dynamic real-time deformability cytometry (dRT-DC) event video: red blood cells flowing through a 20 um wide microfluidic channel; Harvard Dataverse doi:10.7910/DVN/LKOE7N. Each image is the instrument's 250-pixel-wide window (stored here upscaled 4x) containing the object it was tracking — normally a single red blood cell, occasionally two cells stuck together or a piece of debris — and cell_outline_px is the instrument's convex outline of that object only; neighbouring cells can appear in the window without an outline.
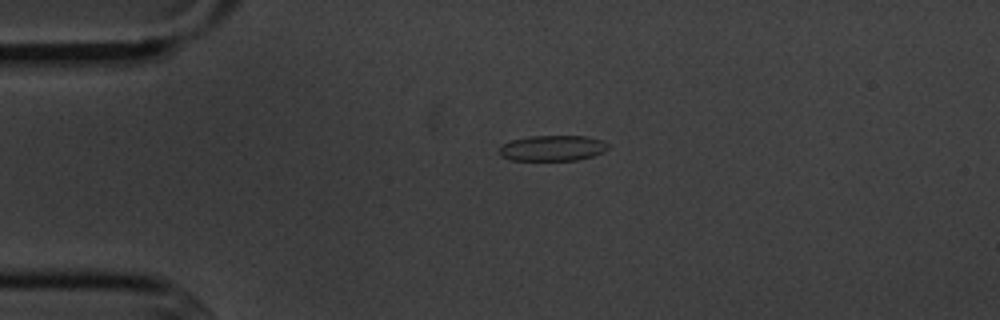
{"species": "common noctule bat (a hibernating species)", "species_latin": "Nyctalus noctula", "temperature_condition": "cold", "stored_images_in_passage": 3, "camera_frame_rate_fps": 3000, "um_per_image_px": 0.085, "animal": {"sex": "male", "body_mass_g": 20.1, "forearm_length_mm": 53.5}, "frame": {"image": 1, "passage_image": 2, "time_ms": 1.333, "image_size_px": [1000, 320], "cell_outline_px": [[608, 148], [604, 152], [592, 156], [576, 160], [508, 160], [500, 156], [500, 144], [512, 140], [528, 136], [584, 136], [604, 140], [608, 144]], "centroid_in_image_um": [46.95, 12.59], "position_along_channel_um": 38.1, "area_um2": 16.36}}